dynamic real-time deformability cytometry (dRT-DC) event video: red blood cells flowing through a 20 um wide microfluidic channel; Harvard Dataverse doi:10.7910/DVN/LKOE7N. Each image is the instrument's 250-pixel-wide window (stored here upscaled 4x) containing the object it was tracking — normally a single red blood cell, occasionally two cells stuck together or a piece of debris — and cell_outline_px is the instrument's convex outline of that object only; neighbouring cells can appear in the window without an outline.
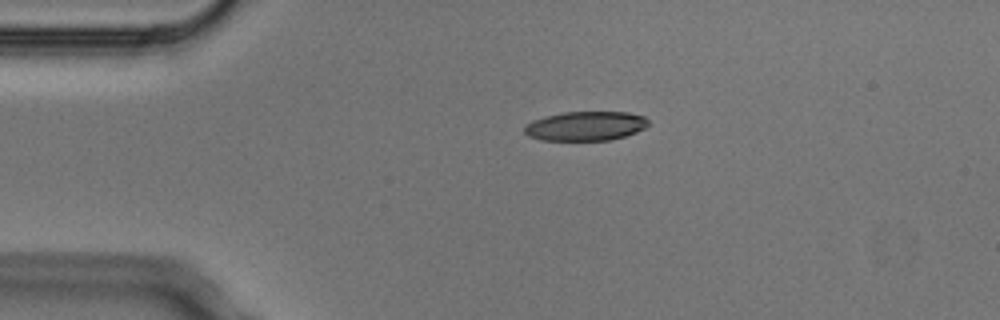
{"species": "Egyptian fruit bat (a non-hibernating species)", "species_latin": "Rousettus aegyptiacus", "temperature_condition": "cold", "stored_images_in_passage": 2, "camera_frame_rate_fps": 3000, "um_per_image_px": 0.085, "animal": {"sex": "male"}, "frame": {"image": 1, "passage_image": 2, "time_ms": 0.333, "image_size_px": [1000, 320], "cell_outline_px": [[648, 124], [644, 128], [636, 132], [624, 136], [608, 140], [540, 140], [528, 136], [524, 132], [524, 124], [532, 120], [564, 112], [628, 112], [644, 116], [648, 120]], "centroid_in_image_um": [49.75, 10.71], "position_along_channel_um": 35.3, "area_um2": 21.1}}